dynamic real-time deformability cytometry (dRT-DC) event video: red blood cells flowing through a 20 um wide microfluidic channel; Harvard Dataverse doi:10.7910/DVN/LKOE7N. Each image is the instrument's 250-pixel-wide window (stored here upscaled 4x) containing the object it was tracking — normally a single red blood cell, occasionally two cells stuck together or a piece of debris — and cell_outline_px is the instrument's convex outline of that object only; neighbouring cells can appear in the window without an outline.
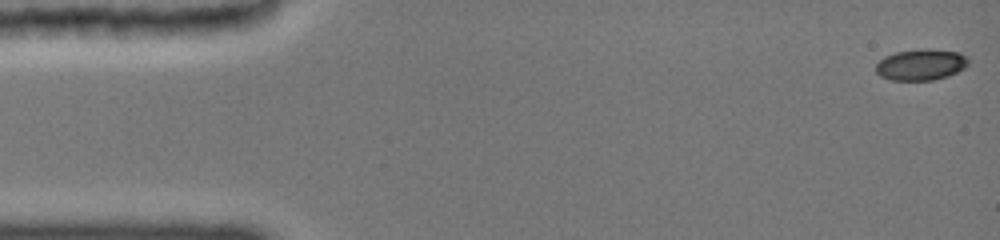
{"species": "common noctule bat (a hibernating species)", "species_latin": "Nyctalus noctula", "temperature_condition": "cold", "stored_images_in_passage": 40, "camera_frame_rate_fps": 3000, "um_per_image_px": 0.085, "animal": {"sex": "female", "body_mass_g": 19.0, "forearm_length_mm": 51.5}, "frame": {"image": 1, "passage_image": 1, "time_ms": 0.0, "image_size_px": [1000, 240], "cell_outline_px": [[968, 64], [964, 68], [948, 76], [932, 80], [892, 80], [880, 76], [876, 72], [876, 64], [884, 56], [896, 52], [924, 48], [928, 48], [960, 52], [968, 56]], "centroid_in_image_um": [78.29, 5.48], "position_along_channel_um": 6.7, "area_um2": 16.94}}
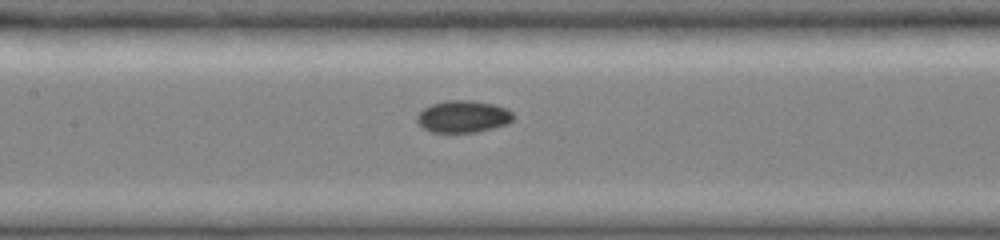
{"frame": {"image": 2, "passage_image": 18, "time_ms": 7.333, "image_size_px": [1000, 240], "cell_outline_px": [[512, 120], [504, 124], [492, 128], [476, 132], [432, 132], [424, 128], [416, 120], [420, 112], [424, 108], [432, 104], [444, 100], [472, 100], [492, 104], [508, 108], [512, 112]], "centroid_in_image_um": [39.35, 9.89], "position_along_channel_um": 168.0, "area_um2": 17.74}}
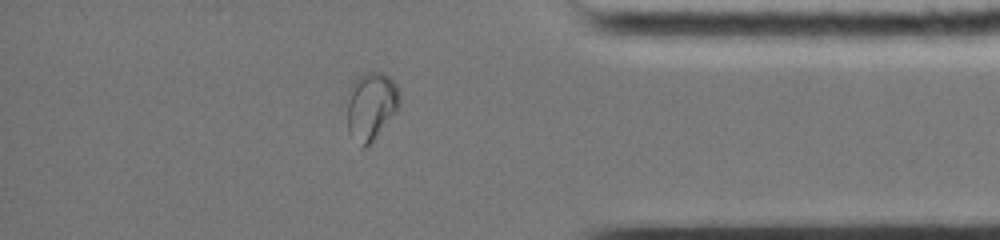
{"frame": {"image": 3, "passage_image": 34, "time_ms": 13.667, "image_size_px": [1000, 240], "cell_outline_px": [[400, 104], [396, 112], [372, 140], [364, 148], [348, 132], [348, 88], [364, 72], [380, 72], [388, 76], [396, 84], [400, 92]], "centroid_in_image_um": [31.55, 8.97], "position_along_channel_um": 403.6, "area_um2": 20.46}, "authors_computed_cell_mechanics": {"area_um2": 17.5423, "velocity_mm_per_s": 3.8812, "shape_relaxation_time_tau1_ms": 10.1854, "shape_relaxation_time_tau2_ms": 5.3886, "deformation_change_tau1": 0.1877, "deformation_change_tau2": 0.0427}}